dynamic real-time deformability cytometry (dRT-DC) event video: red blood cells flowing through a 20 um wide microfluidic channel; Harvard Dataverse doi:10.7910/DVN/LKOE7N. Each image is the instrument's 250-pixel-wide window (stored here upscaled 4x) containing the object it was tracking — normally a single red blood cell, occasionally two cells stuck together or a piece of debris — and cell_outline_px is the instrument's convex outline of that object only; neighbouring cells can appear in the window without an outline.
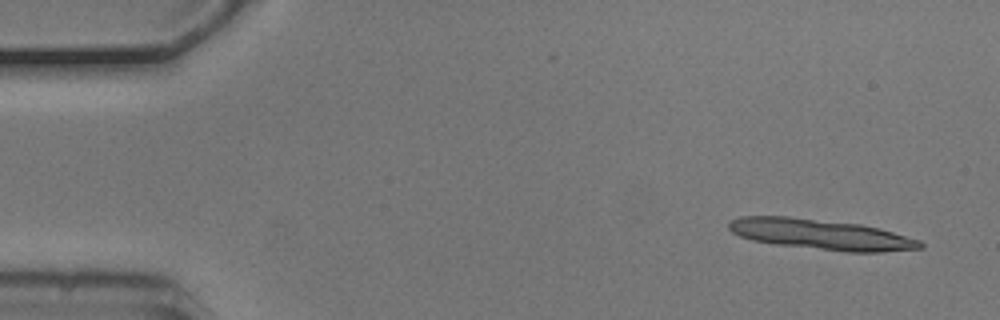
{"species": "common noctule bat (a hibernating species)", "species_latin": "Nyctalus noctula", "temperature_condition": "cold", "stored_images_in_passage": 4, "camera_frame_rate_fps": 3000, "um_per_image_px": 0.085, "animal": {"sex": "male", "body_mass_g": 20.5, "forearm_length_mm": 52.5}, "frame": {"image": 1, "passage_image": 1, "time_ms": 0.0, "image_size_px": [1000, 320], "cell_outline_px": [[924, 248], [884, 252], [844, 252], [776, 244], [752, 240], [740, 236], [732, 232], [728, 228], [728, 224], [732, 220], [740, 216], [788, 216], [860, 224], [880, 228], [920, 240], [924, 244]], "centroid_in_image_um": [69.81, 19.93], "position_along_channel_um": 15.2, "area_um2": 34.04}}
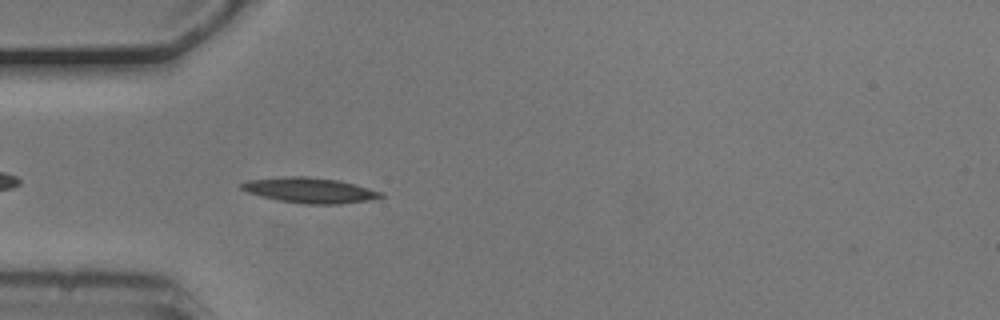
{"frame": {"image": 2, "passage_image": 4, "time_ms": 1.0, "image_size_px": [1000, 320], "cell_outline_px": [[384, 196], [368, 200], [340, 204], [304, 204], [280, 200], [248, 192], [240, 188], [240, 184], [248, 180], [284, 176], [308, 176], [340, 180], [384, 192]], "centroid_in_image_um": [26.37, 16.16], "position_along_channel_um": 58.6, "area_um2": 20.52}}